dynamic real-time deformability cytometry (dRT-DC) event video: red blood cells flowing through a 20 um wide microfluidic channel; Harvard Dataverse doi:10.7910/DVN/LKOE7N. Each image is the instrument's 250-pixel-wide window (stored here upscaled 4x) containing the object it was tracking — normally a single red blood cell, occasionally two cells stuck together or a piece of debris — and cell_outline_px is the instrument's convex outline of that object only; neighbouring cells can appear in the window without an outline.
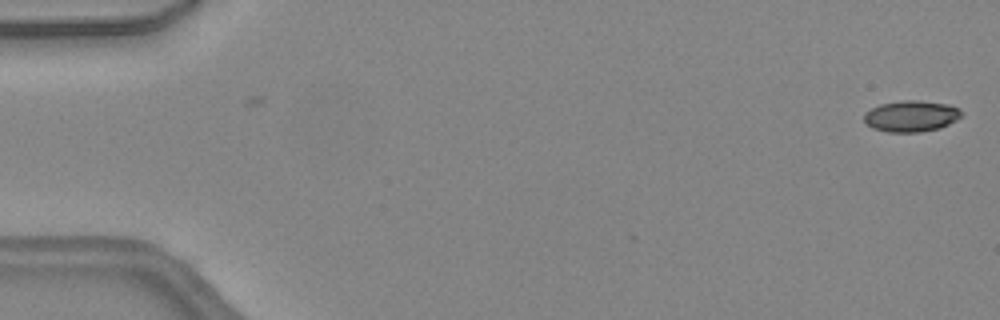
{"species": "common noctule bat (a hibernating species)", "species_latin": "Nyctalus noctula", "temperature_condition": "warm", "stored_images_in_passage": 5, "camera_frame_rate_fps": 3000, "um_per_image_px": 0.085, "animal": {"sex": "female", "body_mass_g": 24.6, "forearm_length_mm": 56.2}, "frame": {"image": 1, "passage_image": 5, "time_ms": 1.333, "image_size_px": [1000, 320], "cell_outline_px": [[964, 112], [956, 120], [940, 128], [920, 132], [888, 132], [872, 128], [864, 120], [864, 112], [880, 104], [904, 100], [920, 100], [948, 104], [960, 108]], "centroid_in_image_um": [77.47, 9.86], "position_along_channel_um": 7.5, "area_um2": 17.8}}